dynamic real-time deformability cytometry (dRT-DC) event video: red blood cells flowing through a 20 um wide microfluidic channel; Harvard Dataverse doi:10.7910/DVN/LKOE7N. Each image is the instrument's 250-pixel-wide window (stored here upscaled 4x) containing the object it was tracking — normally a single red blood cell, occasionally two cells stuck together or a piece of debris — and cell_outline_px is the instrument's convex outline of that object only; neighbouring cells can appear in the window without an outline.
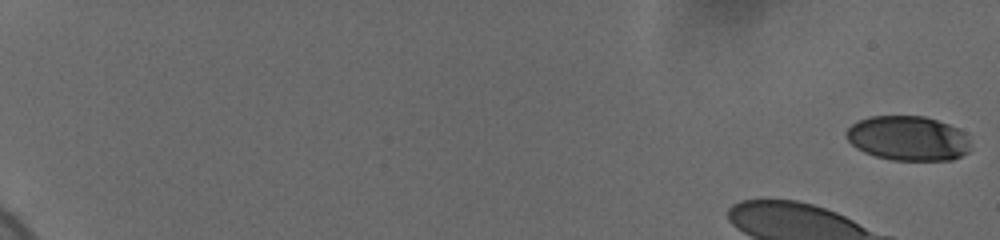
{"species": "human", "species_latin": "Homo sapiens", "temperature_condition": "cold", "stored_images_in_passage": 12, "camera_frame_rate_fps": 3000, "um_per_image_px": 0.085, "donor": {"sex": "female"}, "frame": {"image": 1, "passage_image": 1, "time_ms": 0.0, "image_size_px": [1000, 240], "cell_outline_px": [[968, 152], [952, 160], [892, 160], [876, 156], [864, 152], [856, 148], [848, 140], [848, 128], [852, 124], [860, 120], [872, 116], [924, 116], [948, 124], [964, 132], [968, 140]], "centroid_in_image_um": [77.18, 11.76], "position_along_channel_um": 7.8, "area_um2": 31.96}}
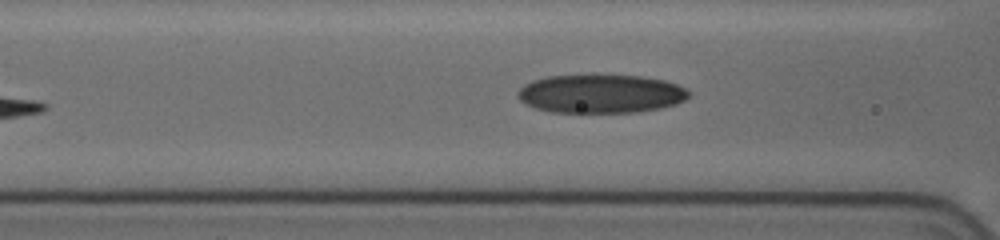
{"frame": {"image": 2, "passage_image": 12, "time_ms": 9.333, "image_size_px": [1000, 240], "cell_outline_px": [[688, 96], [684, 100], [676, 104], [660, 108], [636, 112], [552, 112], [536, 108], [524, 104], [516, 96], [520, 88], [524, 84], [532, 80], [548, 76], [640, 76], [664, 80], [676, 84], [684, 88], [688, 92]], "centroid_in_image_um": [51.03, 7.98], "position_along_channel_um": 115.6, "area_um2": 38.09}}